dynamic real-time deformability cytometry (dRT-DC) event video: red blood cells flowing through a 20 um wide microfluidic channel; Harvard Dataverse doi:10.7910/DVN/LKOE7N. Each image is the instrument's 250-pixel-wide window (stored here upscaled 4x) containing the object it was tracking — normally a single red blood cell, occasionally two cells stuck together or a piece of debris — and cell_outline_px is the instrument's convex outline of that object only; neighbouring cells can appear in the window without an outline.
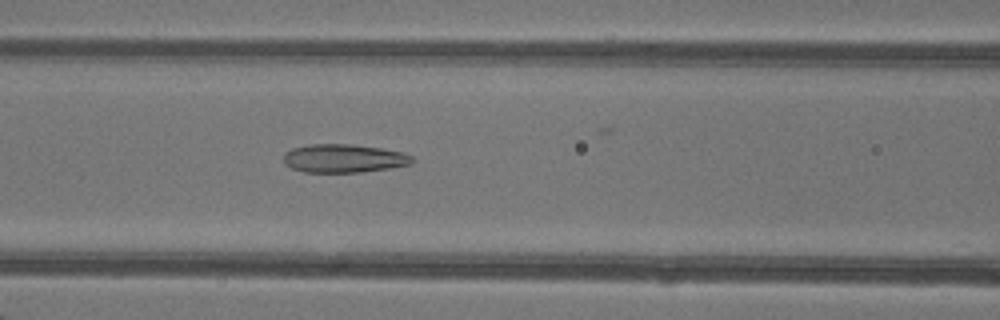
{"species": "common noctule bat (a hibernating species)", "species_latin": "Nyctalus noctula", "temperature_condition": "warm", "stored_images_in_passage": 43, "camera_frame_rate_fps": 3000, "um_per_image_px": 0.085, "animal": {"sex": "female"}, "frame": {"image": 1, "passage_image": 22, "time_ms": 7.0, "image_size_px": [1000, 320], "cell_outline_px": [[416, 160], [412, 164], [392, 168], [360, 172], [304, 172], [292, 168], [284, 164], [284, 152], [292, 148], [308, 144], [352, 144], [380, 148], [404, 152], [412, 156]], "centroid_in_image_um": [29.25, 13.46], "position_along_channel_um": 137.4, "area_um2": 21.56}}
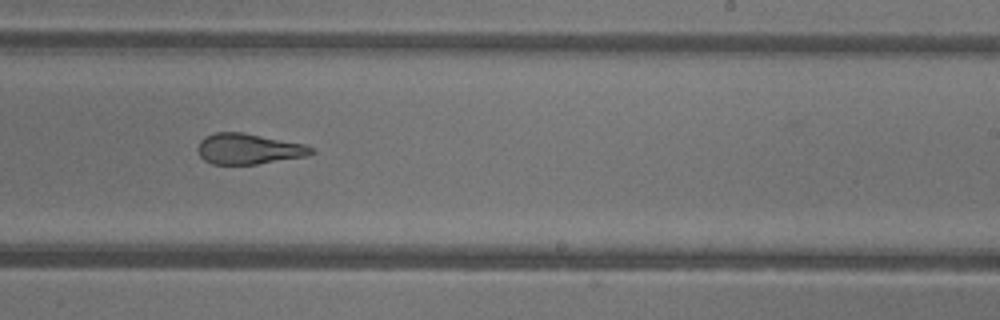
{"frame": {"image": 2, "passage_image": 31, "time_ms": 10.0, "image_size_px": [1000, 320], "cell_outline_px": [[316, 152], [304, 156], [256, 164], [212, 164], [204, 160], [200, 156], [196, 148], [200, 140], [204, 136], [216, 132], [240, 132], [304, 144], [312, 148]], "centroid_in_image_um": [21.06, 12.65], "position_along_channel_um": 267.9, "area_um2": 20.06}}
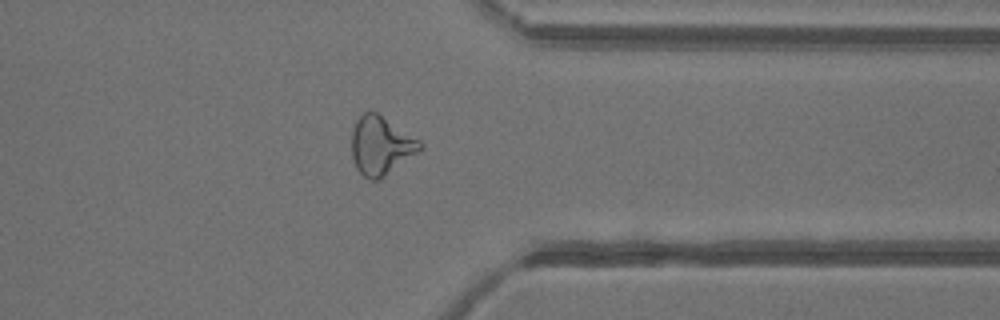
{"frame": {"image": 3, "passage_image": 39, "time_ms": 12.667, "image_size_px": [1000, 320], "cell_outline_px": [[424, 148], [380, 180], [372, 180], [364, 176], [356, 168], [352, 156], [352, 132], [356, 120], [364, 112], [372, 108], [420, 140], [424, 144]], "centroid_in_image_um": [32.39, 12.35], "position_along_channel_um": 379.0, "area_um2": 23.64}}